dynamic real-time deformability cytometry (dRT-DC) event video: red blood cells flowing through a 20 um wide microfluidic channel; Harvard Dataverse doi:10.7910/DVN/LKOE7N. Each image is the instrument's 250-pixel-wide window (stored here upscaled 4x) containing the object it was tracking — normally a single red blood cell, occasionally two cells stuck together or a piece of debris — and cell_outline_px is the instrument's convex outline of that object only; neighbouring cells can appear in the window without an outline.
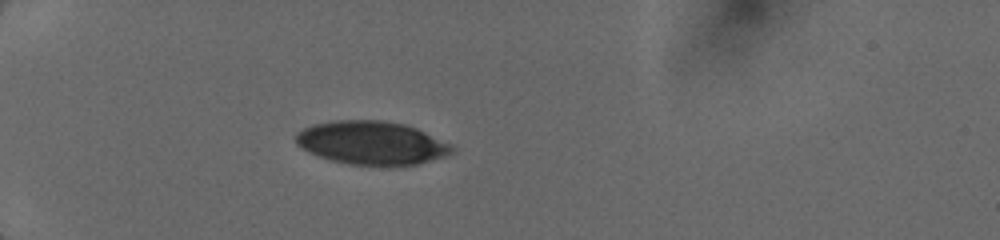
{"species": "human", "species_latin": "Homo sapiens", "temperature_condition": "cold", "stored_images_in_passage": 20, "camera_frame_rate_fps": 3000, "um_per_image_px": 0.085, "donor": {"sex": "female"}, "frame": {"image": 1, "passage_image": 1, "time_ms": 0.0, "image_size_px": [1000, 240], "cell_outline_px": [[456, 152], [444, 156], [416, 164], [348, 164], [332, 160], [308, 152], [296, 144], [296, 132], [312, 124], [336, 120], [384, 120], [404, 124], [416, 128], [452, 144], [456, 148]], "centroid_in_image_um": [31.59, 12.12], "position_along_channel_um": 53.4, "area_um2": 39.19}}
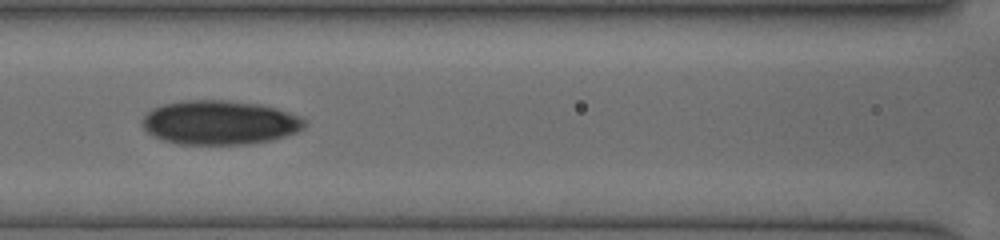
{"frame": {"image": 2, "passage_image": 9, "time_ms": 3.0, "image_size_px": [1000, 240], "cell_outline_px": [[304, 128], [296, 132], [272, 140], [252, 144], [176, 144], [152, 136], [144, 128], [144, 116], [152, 108], [164, 104], [184, 100], [224, 100], [264, 104], [288, 112], [304, 120]], "centroid_in_image_um": [18.67, 10.41], "position_along_channel_um": 147.9, "area_um2": 41.67}}
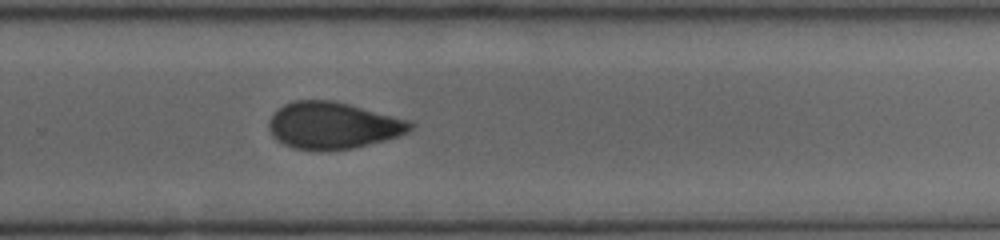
{"frame": {"image": 3, "passage_image": 20, "time_ms": 6.667, "image_size_px": [1000, 240], "cell_outline_px": [[412, 128], [408, 132], [400, 136], [352, 148], [320, 152], [316, 152], [292, 148], [284, 144], [272, 136], [268, 124], [268, 120], [284, 104], [296, 100], [336, 100], [408, 120], [412, 124]], "centroid_in_image_um": [28.28, 10.68], "position_along_channel_um": 301.5, "area_um2": 38.73}}